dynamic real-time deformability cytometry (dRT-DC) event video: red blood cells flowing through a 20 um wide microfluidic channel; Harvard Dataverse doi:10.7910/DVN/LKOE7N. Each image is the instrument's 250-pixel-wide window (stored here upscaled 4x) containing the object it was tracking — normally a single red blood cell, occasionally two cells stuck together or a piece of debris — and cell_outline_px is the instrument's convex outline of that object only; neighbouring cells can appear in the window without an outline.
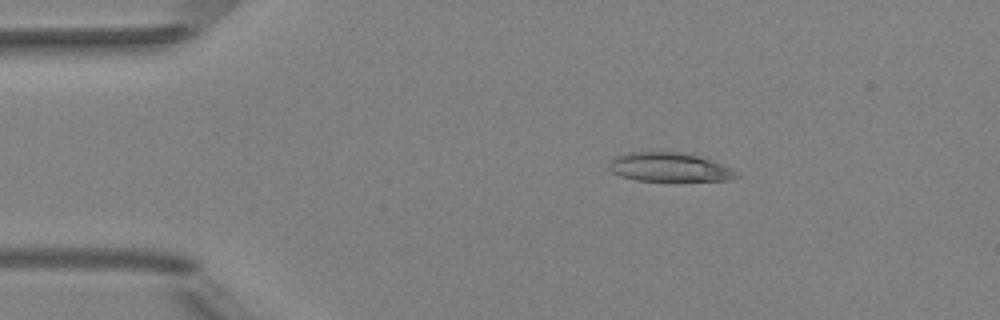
{"species": "Egyptian fruit bat (a non-hibernating species)", "species_latin": "Rousettus aegyptiacus", "temperature_condition": "room temperature", "stored_images_in_passage": 5, "camera_frame_rate_fps": 3000, "um_per_image_px": 0.085, "animal": {"sex": "female"}, "frame": {"image": 1, "passage_image": 3, "time_ms": 2.0, "image_size_px": [1000, 320], "cell_outline_px": [[740, 176], [732, 180], [636, 180], [620, 176], [612, 172], [608, 168], [608, 164], [616, 156], [624, 152], [680, 152], [700, 156], [712, 160], [732, 168], [740, 172]], "centroid_in_image_um": [56.92, 14.2], "position_along_channel_um": 28.1, "area_um2": 21.56}}
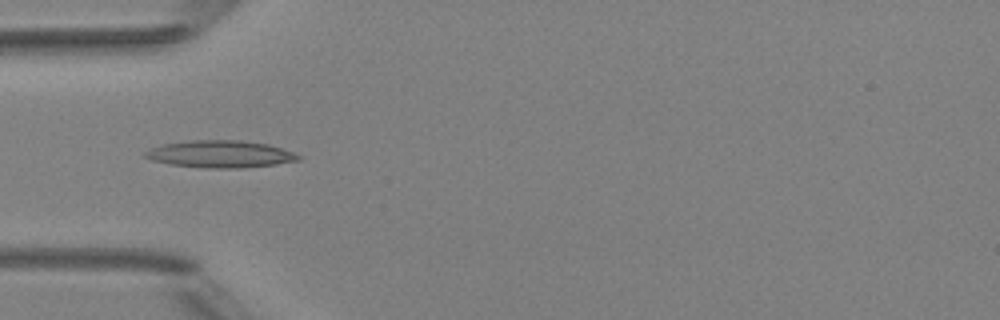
{"frame": {"image": 2, "passage_image": 5, "time_ms": 4.333, "image_size_px": [1000, 320], "cell_outline_px": [[304, 156], [300, 160], [276, 164], [240, 168], [208, 168], [172, 164], [152, 160], [144, 156], [144, 152], [152, 148], [164, 144], [192, 140], [240, 140], [268, 144]], "centroid_in_image_um": [18.77, 13.09], "position_along_channel_um": 66.2, "area_um2": 24.04}}